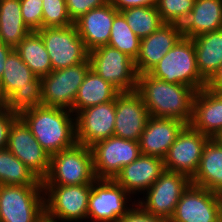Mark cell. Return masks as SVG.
I'll list each match as a JSON object with an SVG mask.
<instances>
[{
  "mask_svg": "<svg viewBox=\"0 0 222 222\" xmlns=\"http://www.w3.org/2000/svg\"><path fill=\"white\" fill-rule=\"evenodd\" d=\"M7 109V101L6 98L3 96L1 87H0V113Z\"/></svg>",
  "mask_w": 222,
  "mask_h": 222,
  "instance_id": "b9f144b4",
  "label": "cell"
},
{
  "mask_svg": "<svg viewBox=\"0 0 222 222\" xmlns=\"http://www.w3.org/2000/svg\"><path fill=\"white\" fill-rule=\"evenodd\" d=\"M187 124L175 118L149 116L139 140L141 154L164 159Z\"/></svg>",
  "mask_w": 222,
  "mask_h": 222,
  "instance_id": "ffe728a7",
  "label": "cell"
},
{
  "mask_svg": "<svg viewBox=\"0 0 222 222\" xmlns=\"http://www.w3.org/2000/svg\"><path fill=\"white\" fill-rule=\"evenodd\" d=\"M190 184L191 179L186 175L164 170L136 202L149 214L170 220L183 192Z\"/></svg>",
  "mask_w": 222,
  "mask_h": 222,
  "instance_id": "8fae6325",
  "label": "cell"
},
{
  "mask_svg": "<svg viewBox=\"0 0 222 222\" xmlns=\"http://www.w3.org/2000/svg\"><path fill=\"white\" fill-rule=\"evenodd\" d=\"M109 3L120 12L131 7L156 6L157 0H109Z\"/></svg>",
  "mask_w": 222,
  "mask_h": 222,
  "instance_id": "f35d334b",
  "label": "cell"
},
{
  "mask_svg": "<svg viewBox=\"0 0 222 222\" xmlns=\"http://www.w3.org/2000/svg\"><path fill=\"white\" fill-rule=\"evenodd\" d=\"M120 12L140 39L149 36L164 24L156 6L131 7Z\"/></svg>",
  "mask_w": 222,
  "mask_h": 222,
  "instance_id": "4dcf8cb0",
  "label": "cell"
},
{
  "mask_svg": "<svg viewBox=\"0 0 222 222\" xmlns=\"http://www.w3.org/2000/svg\"><path fill=\"white\" fill-rule=\"evenodd\" d=\"M140 40L123 14L118 12L113 19L108 46L118 49L135 61L140 52Z\"/></svg>",
  "mask_w": 222,
  "mask_h": 222,
  "instance_id": "1f68e13d",
  "label": "cell"
},
{
  "mask_svg": "<svg viewBox=\"0 0 222 222\" xmlns=\"http://www.w3.org/2000/svg\"><path fill=\"white\" fill-rule=\"evenodd\" d=\"M91 69L120 92L135 91L138 73L135 61L108 45L89 52Z\"/></svg>",
  "mask_w": 222,
  "mask_h": 222,
  "instance_id": "9c48e42d",
  "label": "cell"
},
{
  "mask_svg": "<svg viewBox=\"0 0 222 222\" xmlns=\"http://www.w3.org/2000/svg\"><path fill=\"white\" fill-rule=\"evenodd\" d=\"M119 93L117 88L90 68L79 87L72 112L76 115L85 108L113 101Z\"/></svg>",
  "mask_w": 222,
  "mask_h": 222,
  "instance_id": "484cf974",
  "label": "cell"
},
{
  "mask_svg": "<svg viewBox=\"0 0 222 222\" xmlns=\"http://www.w3.org/2000/svg\"><path fill=\"white\" fill-rule=\"evenodd\" d=\"M42 1L20 0L24 23L31 31H38L42 28Z\"/></svg>",
  "mask_w": 222,
  "mask_h": 222,
  "instance_id": "e575fe53",
  "label": "cell"
},
{
  "mask_svg": "<svg viewBox=\"0 0 222 222\" xmlns=\"http://www.w3.org/2000/svg\"><path fill=\"white\" fill-rule=\"evenodd\" d=\"M216 139L222 144V132L216 137Z\"/></svg>",
  "mask_w": 222,
  "mask_h": 222,
  "instance_id": "7bdbcfd3",
  "label": "cell"
},
{
  "mask_svg": "<svg viewBox=\"0 0 222 222\" xmlns=\"http://www.w3.org/2000/svg\"><path fill=\"white\" fill-rule=\"evenodd\" d=\"M38 32L50 56L53 71L77 65L89 58V52L74 24L41 28Z\"/></svg>",
  "mask_w": 222,
  "mask_h": 222,
  "instance_id": "7c38bea8",
  "label": "cell"
},
{
  "mask_svg": "<svg viewBox=\"0 0 222 222\" xmlns=\"http://www.w3.org/2000/svg\"><path fill=\"white\" fill-rule=\"evenodd\" d=\"M0 185H42V181L7 148L0 150Z\"/></svg>",
  "mask_w": 222,
  "mask_h": 222,
  "instance_id": "f546056e",
  "label": "cell"
},
{
  "mask_svg": "<svg viewBox=\"0 0 222 222\" xmlns=\"http://www.w3.org/2000/svg\"><path fill=\"white\" fill-rule=\"evenodd\" d=\"M195 0H157V10L164 23L182 24L193 9Z\"/></svg>",
  "mask_w": 222,
  "mask_h": 222,
  "instance_id": "d6a6232c",
  "label": "cell"
},
{
  "mask_svg": "<svg viewBox=\"0 0 222 222\" xmlns=\"http://www.w3.org/2000/svg\"><path fill=\"white\" fill-rule=\"evenodd\" d=\"M69 18L74 23L91 9L104 6L109 0H65Z\"/></svg>",
  "mask_w": 222,
  "mask_h": 222,
  "instance_id": "d590c367",
  "label": "cell"
},
{
  "mask_svg": "<svg viewBox=\"0 0 222 222\" xmlns=\"http://www.w3.org/2000/svg\"><path fill=\"white\" fill-rule=\"evenodd\" d=\"M114 136L139 142L149 112L139 93L120 92L115 98Z\"/></svg>",
  "mask_w": 222,
  "mask_h": 222,
  "instance_id": "ac0fdd59",
  "label": "cell"
},
{
  "mask_svg": "<svg viewBox=\"0 0 222 222\" xmlns=\"http://www.w3.org/2000/svg\"><path fill=\"white\" fill-rule=\"evenodd\" d=\"M222 196L192 183L183 192L169 222H221Z\"/></svg>",
  "mask_w": 222,
  "mask_h": 222,
  "instance_id": "5bb4252c",
  "label": "cell"
},
{
  "mask_svg": "<svg viewBox=\"0 0 222 222\" xmlns=\"http://www.w3.org/2000/svg\"><path fill=\"white\" fill-rule=\"evenodd\" d=\"M19 117L49 155L77 143L75 114L70 110L42 105L22 112Z\"/></svg>",
  "mask_w": 222,
  "mask_h": 222,
  "instance_id": "7a4b0ae2",
  "label": "cell"
},
{
  "mask_svg": "<svg viewBox=\"0 0 222 222\" xmlns=\"http://www.w3.org/2000/svg\"><path fill=\"white\" fill-rule=\"evenodd\" d=\"M14 49L0 41V81L4 72L7 57Z\"/></svg>",
  "mask_w": 222,
  "mask_h": 222,
  "instance_id": "60d3db41",
  "label": "cell"
},
{
  "mask_svg": "<svg viewBox=\"0 0 222 222\" xmlns=\"http://www.w3.org/2000/svg\"><path fill=\"white\" fill-rule=\"evenodd\" d=\"M115 114V100L79 111L75 115L77 143L91 147L114 136Z\"/></svg>",
  "mask_w": 222,
  "mask_h": 222,
  "instance_id": "e0dca14e",
  "label": "cell"
},
{
  "mask_svg": "<svg viewBox=\"0 0 222 222\" xmlns=\"http://www.w3.org/2000/svg\"><path fill=\"white\" fill-rule=\"evenodd\" d=\"M136 200L135 197L132 199L114 179H96L92 183L89 196L87 220L89 219L91 222H118Z\"/></svg>",
  "mask_w": 222,
  "mask_h": 222,
  "instance_id": "ba28073f",
  "label": "cell"
},
{
  "mask_svg": "<svg viewBox=\"0 0 222 222\" xmlns=\"http://www.w3.org/2000/svg\"><path fill=\"white\" fill-rule=\"evenodd\" d=\"M222 29V0H195L193 9L181 24L182 35L194 38Z\"/></svg>",
  "mask_w": 222,
  "mask_h": 222,
  "instance_id": "cb8c5ba5",
  "label": "cell"
},
{
  "mask_svg": "<svg viewBox=\"0 0 222 222\" xmlns=\"http://www.w3.org/2000/svg\"><path fill=\"white\" fill-rule=\"evenodd\" d=\"M97 179H114L122 168L141 155L139 142L112 136L91 146Z\"/></svg>",
  "mask_w": 222,
  "mask_h": 222,
  "instance_id": "4fadbf2b",
  "label": "cell"
},
{
  "mask_svg": "<svg viewBox=\"0 0 222 222\" xmlns=\"http://www.w3.org/2000/svg\"><path fill=\"white\" fill-rule=\"evenodd\" d=\"M118 222H169V220L149 214L135 202Z\"/></svg>",
  "mask_w": 222,
  "mask_h": 222,
  "instance_id": "8d00e7d4",
  "label": "cell"
},
{
  "mask_svg": "<svg viewBox=\"0 0 222 222\" xmlns=\"http://www.w3.org/2000/svg\"><path fill=\"white\" fill-rule=\"evenodd\" d=\"M15 51L37 77H44L53 71L50 56L38 31L29 32Z\"/></svg>",
  "mask_w": 222,
  "mask_h": 222,
  "instance_id": "f1b7e54d",
  "label": "cell"
},
{
  "mask_svg": "<svg viewBox=\"0 0 222 222\" xmlns=\"http://www.w3.org/2000/svg\"><path fill=\"white\" fill-rule=\"evenodd\" d=\"M7 149L41 181L47 177L50 170L51 155L41 147L20 117L14 121L10 128Z\"/></svg>",
  "mask_w": 222,
  "mask_h": 222,
  "instance_id": "2e32d148",
  "label": "cell"
},
{
  "mask_svg": "<svg viewBox=\"0 0 222 222\" xmlns=\"http://www.w3.org/2000/svg\"><path fill=\"white\" fill-rule=\"evenodd\" d=\"M118 12L108 2L91 9L74 22L88 52L108 45L113 19Z\"/></svg>",
  "mask_w": 222,
  "mask_h": 222,
  "instance_id": "7402d4cb",
  "label": "cell"
},
{
  "mask_svg": "<svg viewBox=\"0 0 222 222\" xmlns=\"http://www.w3.org/2000/svg\"><path fill=\"white\" fill-rule=\"evenodd\" d=\"M163 159L141 154L124 166L114 180L131 196L145 193L164 172ZM137 193V194H136Z\"/></svg>",
  "mask_w": 222,
  "mask_h": 222,
  "instance_id": "44dd1931",
  "label": "cell"
},
{
  "mask_svg": "<svg viewBox=\"0 0 222 222\" xmlns=\"http://www.w3.org/2000/svg\"><path fill=\"white\" fill-rule=\"evenodd\" d=\"M18 117L8 109L0 113V150L7 148L10 128Z\"/></svg>",
  "mask_w": 222,
  "mask_h": 222,
  "instance_id": "74e56055",
  "label": "cell"
},
{
  "mask_svg": "<svg viewBox=\"0 0 222 222\" xmlns=\"http://www.w3.org/2000/svg\"><path fill=\"white\" fill-rule=\"evenodd\" d=\"M183 37L181 25L164 23L140 40V52L135 60L138 75L148 73Z\"/></svg>",
  "mask_w": 222,
  "mask_h": 222,
  "instance_id": "d6986e66",
  "label": "cell"
},
{
  "mask_svg": "<svg viewBox=\"0 0 222 222\" xmlns=\"http://www.w3.org/2000/svg\"><path fill=\"white\" fill-rule=\"evenodd\" d=\"M209 139V136L186 125L163 159L165 170L184 174L191 179L198 169L204 146Z\"/></svg>",
  "mask_w": 222,
  "mask_h": 222,
  "instance_id": "9a60e30c",
  "label": "cell"
},
{
  "mask_svg": "<svg viewBox=\"0 0 222 222\" xmlns=\"http://www.w3.org/2000/svg\"><path fill=\"white\" fill-rule=\"evenodd\" d=\"M148 73L157 79L183 84L196 91L206 86V80L197 68L193 40L184 36Z\"/></svg>",
  "mask_w": 222,
  "mask_h": 222,
  "instance_id": "277c9868",
  "label": "cell"
},
{
  "mask_svg": "<svg viewBox=\"0 0 222 222\" xmlns=\"http://www.w3.org/2000/svg\"><path fill=\"white\" fill-rule=\"evenodd\" d=\"M205 88L214 92H219L220 90H222V64L206 81Z\"/></svg>",
  "mask_w": 222,
  "mask_h": 222,
  "instance_id": "ab89813d",
  "label": "cell"
},
{
  "mask_svg": "<svg viewBox=\"0 0 222 222\" xmlns=\"http://www.w3.org/2000/svg\"><path fill=\"white\" fill-rule=\"evenodd\" d=\"M41 222H53V221H50V220L44 218Z\"/></svg>",
  "mask_w": 222,
  "mask_h": 222,
  "instance_id": "ee69618b",
  "label": "cell"
},
{
  "mask_svg": "<svg viewBox=\"0 0 222 222\" xmlns=\"http://www.w3.org/2000/svg\"><path fill=\"white\" fill-rule=\"evenodd\" d=\"M42 28L67 27L74 23L69 18L65 0H43Z\"/></svg>",
  "mask_w": 222,
  "mask_h": 222,
  "instance_id": "836d02e7",
  "label": "cell"
},
{
  "mask_svg": "<svg viewBox=\"0 0 222 222\" xmlns=\"http://www.w3.org/2000/svg\"><path fill=\"white\" fill-rule=\"evenodd\" d=\"M91 189L92 184L43 185L45 218L53 222L86 221Z\"/></svg>",
  "mask_w": 222,
  "mask_h": 222,
  "instance_id": "8992f818",
  "label": "cell"
},
{
  "mask_svg": "<svg viewBox=\"0 0 222 222\" xmlns=\"http://www.w3.org/2000/svg\"><path fill=\"white\" fill-rule=\"evenodd\" d=\"M191 183L222 196V144L216 138H210L204 146Z\"/></svg>",
  "mask_w": 222,
  "mask_h": 222,
  "instance_id": "d4e9b609",
  "label": "cell"
},
{
  "mask_svg": "<svg viewBox=\"0 0 222 222\" xmlns=\"http://www.w3.org/2000/svg\"><path fill=\"white\" fill-rule=\"evenodd\" d=\"M189 125L210 138H216L222 132V95L206 88L197 91Z\"/></svg>",
  "mask_w": 222,
  "mask_h": 222,
  "instance_id": "603a6c76",
  "label": "cell"
},
{
  "mask_svg": "<svg viewBox=\"0 0 222 222\" xmlns=\"http://www.w3.org/2000/svg\"><path fill=\"white\" fill-rule=\"evenodd\" d=\"M91 68L89 58L41 77L43 105L72 111L80 85Z\"/></svg>",
  "mask_w": 222,
  "mask_h": 222,
  "instance_id": "30bf717a",
  "label": "cell"
},
{
  "mask_svg": "<svg viewBox=\"0 0 222 222\" xmlns=\"http://www.w3.org/2000/svg\"><path fill=\"white\" fill-rule=\"evenodd\" d=\"M96 179L91 147L76 143L51 155L50 170L42 185L92 184Z\"/></svg>",
  "mask_w": 222,
  "mask_h": 222,
  "instance_id": "5b68a950",
  "label": "cell"
},
{
  "mask_svg": "<svg viewBox=\"0 0 222 222\" xmlns=\"http://www.w3.org/2000/svg\"><path fill=\"white\" fill-rule=\"evenodd\" d=\"M136 91L150 116L175 118L190 124L197 91L183 84L165 82L149 73L138 75Z\"/></svg>",
  "mask_w": 222,
  "mask_h": 222,
  "instance_id": "6da1fadb",
  "label": "cell"
},
{
  "mask_svg": "<svg viewBox=\"0 0 222 222\" xmlns=\"http://www.w3.org/2000/svg\"><path fill=\"white\" fill-rule=\"evenodd\" d=\"M0 87L12 113L20 115L43 105L41 78L21 60L15 49L6 59Z\"/></svg>",
  "mask_w": 222,
  "mask_h": 222,
  "instance_id": "3957f363",
  "label": "cell"
},
{
  "mask_svg": "<svg viewBox=\"0 0 222 222\" xmlns=\"http://www.w3.org/2000/svg\"><path fill=\"white\" fill-rule=\"evenodd\" d=\"M197 68L207 81L222 64V29L192 38Z\"/></svg>",
  "mask_w": 222,
  "mask_h": 222,
  "instance_id": "4316f807",
  "label": "cell"
},
{
  "mask_svg": "<svg viewBox=\"0 0 222 222\" xmlns=\"http://www.w3.org/2000/svg\"><path fill=\"white\" fill-rule=\"evenodd\" d=\"M44 218L43 185H0V222H41Z\"/></svg>",
  "mask_w": 222,
  "mask_h": 222,
  "instance_id": "52a82bcc",
  "label": "cell"
},
{
  "mask_svg": "<svg viewBox=\"0 0 222 222\" xmlns=\"http://www.w3.org/2000/svg\"><path fill=\"white\" fill-rule=\"evenodd\" d=\"M31 30L25 25L20 0H0V41L15 49Z\"/></svg>",
  "mask_w": 222,
  "mask_h": 222,
  "instance_id": "83f0119b",
  "label": "cell"
}]
</instances>
